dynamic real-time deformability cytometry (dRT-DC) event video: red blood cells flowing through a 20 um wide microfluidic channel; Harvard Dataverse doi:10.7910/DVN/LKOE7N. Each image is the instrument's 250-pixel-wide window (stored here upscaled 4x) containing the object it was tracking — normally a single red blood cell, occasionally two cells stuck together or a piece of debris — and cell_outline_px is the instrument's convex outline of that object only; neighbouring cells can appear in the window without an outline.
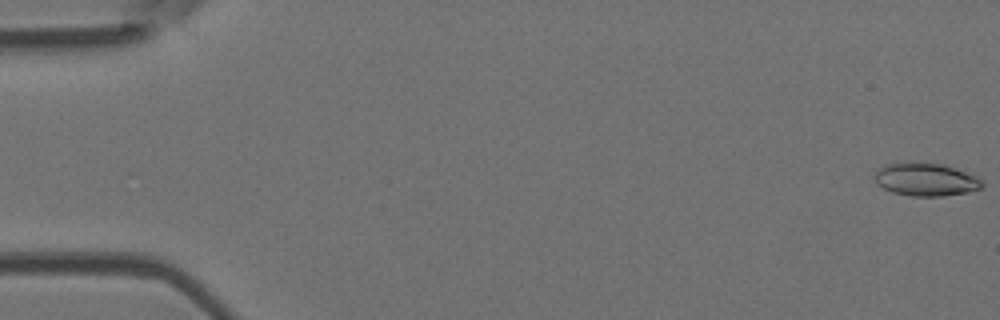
{"species": "Egyptian fruit bat (a non-hibernating species)", "species_latin": "Rousettus aegyptiacus", "temperature_condition": "room temperature", "stored_images_in_passage": 52, "camera_frame_rate_fps": 3000, "um_per_image_px": 0.085, "animal": {"sex": "female"}, "frame": {"image": 1, "passage_image": 1, "time_ms": 0.0, "image_size_px": [1000, 320], "cell_outline_px": [[984, 184], [980, 188], [968, 192], [944, 196], [912, 196], [892, 192], [876, 184], [872, 176], [884, 164], [940, 164], [976, 176], [984, 180]], "centroid_in_image_um": [78.68, 15.29], "position_along_channel_um": 6.3, "area_um2": 20.17}}
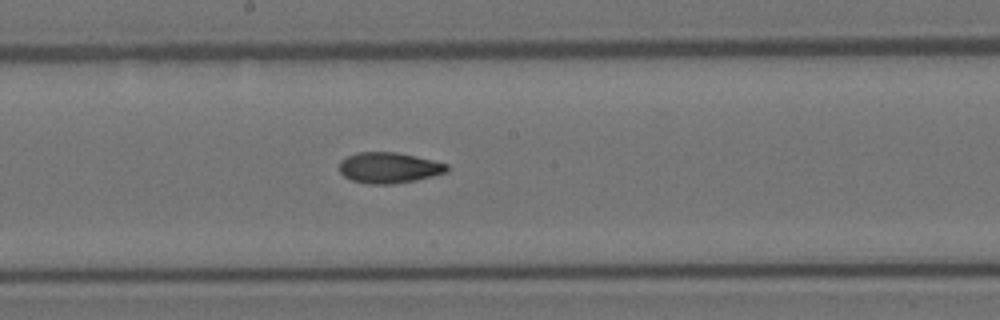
{"frame": {"image": 2, "passage_image": 28, "time_ms": 9.0, "image_size_px": [1000, 320], "cell_outline_px": [[448, 172], [416, 180], [392, 184], [368, 184], [352, 180], [344, 176], [340, 172], [340, 160], [356, 152], [396, 152], [432, 160], [448, 164]], "centroid_in_image_um": [33.05, 14.26], "position_along_channel_um": 215.1, "area_um2": 19.25}}
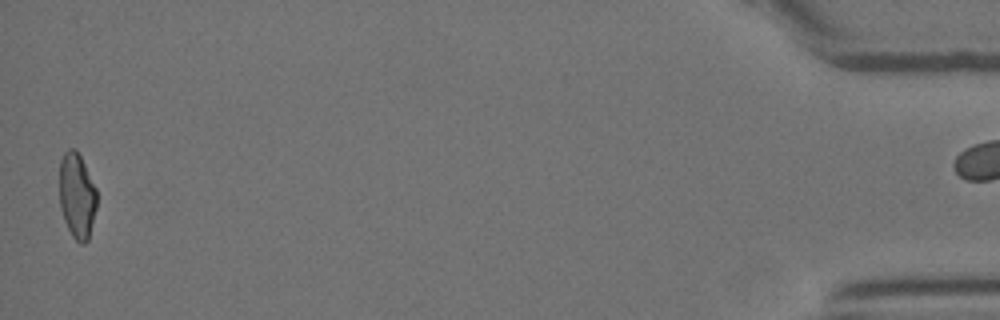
{"frame": {"image": 3, "passage_image": 51, "time_ms": 16.667, "image_size_px": [1000, 320], "cell_outline_px": [[96, 208], [88, 240], [84, 244], [80, 244], [72, 236], [64, 220], [60, 208], [60, 160], [64, 152], [68, 148], [76, 148], [96, 188]], "centroid_in_image_um": [6.53, 16.63], "position_along_channel_um": 428.7, "area_um2": 18.55}, "authors_computed_cell_mechanics": {"area_um2": 19.3919, "velocity_mm_per_s": 4.0012, "shape_relaxation_time_tau1_ms": null, "shape_relaxation_time_tau2_ms": 3.2217, "deformation_change_tau1": null, "deformation_change_tau2": 0.0913}}